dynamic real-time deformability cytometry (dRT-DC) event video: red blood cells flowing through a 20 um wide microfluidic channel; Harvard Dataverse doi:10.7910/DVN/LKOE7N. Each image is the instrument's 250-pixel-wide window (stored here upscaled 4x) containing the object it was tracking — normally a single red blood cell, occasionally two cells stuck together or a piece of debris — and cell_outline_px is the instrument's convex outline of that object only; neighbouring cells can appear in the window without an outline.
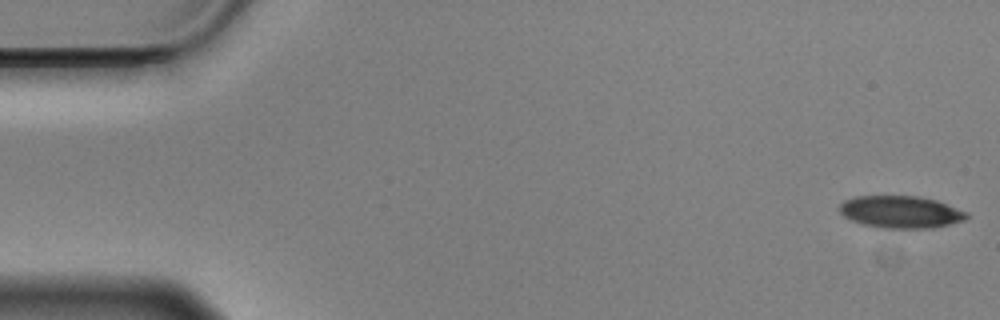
{"species": "Egyptian fruit bat (a non-hibernating species)", "species_latin": "Rousettus aegyptiacus", "temperature_condition": "cold", "stored_images_in_passage": 56, "camera_frame_rate_fps": 3000, "um_per_image_px": 0.085, "animal": {"sex": "male"}, "frame": {"image": 1, "passage_image": 1, "time_ms": 0.0, "image_size_px": [1000, 320], "cell_outline_px": [[968, 216], [964, 220], [932, 228], [884, 228], [864, 224], [852, 220], [844, 216], [840, 212], [840, 204], [844, 200], [852, 196], [920, 196], [936, 200], [968, 212]], "centroid_in_image_um": [76.56, 18.0], "position_along_channel_um": 8.4, "area_um2": 23.76}}
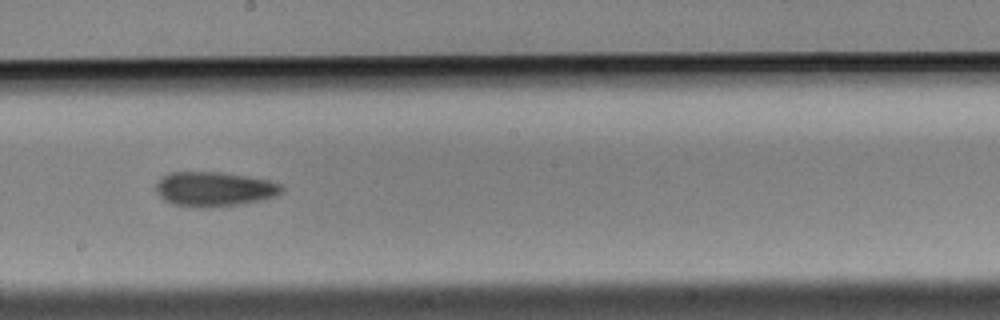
{"frame": {"image": 2, "passage_image": 31, "time_ms": 10.0, "image_size_px": [1000, 320], "cell_outline_px": [[284, 188], [276, 196], [264, 200], [240, 204], [208, 208], [196, 208], [172, 204], [164, 200], [156, 192], [156, 184], [160, 176], [168, 172], [224, 172], [268, 180], [280, 184]], "centroid_in_image_um": [18.18, 16.08], "position_along_channel_um": 230.0, "area_um2": 25.72}}
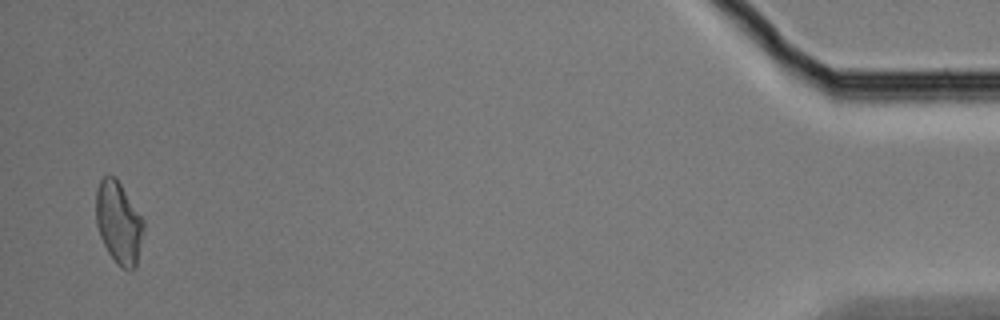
{"frame": {"image": 3, "passage_image": 55, "time_ms": 18.0, "image_size_px": [1000, 320], "cell_outline_px": [[144, 228], [136, 268], [128, 272], [120, 268], [116, 264], [108, 252], [100, 236], [96, 224], [96, 192], [100, 180], [104, 176], [116, 176], [144, 220]], "centroid_in_image_um": [10.1, 18.96], "position_along_channel_um": 425.1, "area_um2": 23.06}, "authors_computed_cell_mechanics": {"area_um2": 24.3049, "velocity_mm_per_s": 3.5229, "shape_relaxation_time_tau1_ms": 4.8052, "shape_relaxation_time_tau2_ms": null, "deformation_change_tau1": 0.1152, "deformation_change_tau2": null}}